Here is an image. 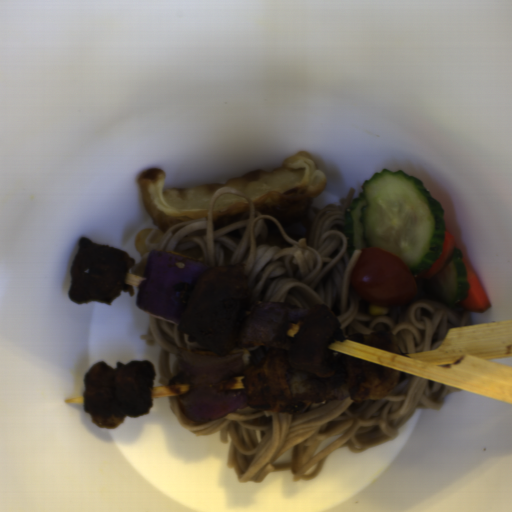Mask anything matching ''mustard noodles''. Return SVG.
Wrapping results in <instances>:
<instances>
[{
    "mask_svg": "<svg viewBox=\"0 0 512 512\" xmlns=\"http://www.w3.org/2000/svg\"><path fill=\"white\" fill-rule=\"evenodd\" d=\"M400 372V371H398ZM404 379L381 399L310 402L301 414L269 413L245 406L227 416L194 423L177 396L168 397L178 424L199 437H231L227 467L242 482L263 481L277 471H291L294 481L317 478L340 449L361 453L398 437L418 409L441 408L457 386L403 373Z\"/></svg>",
    "mask_w": 512,
    "mask_h": 512,
    "instance_id": "mustard-noodles-2",
    "label": "mustard noodles"
},
{
    "mask_svg": "<svg viewBox=\"0 0 512 512\" xmlns=\"http://www.w3.org/2000/svg\"><path fill=\"white\" fill-rule=\"evenodd\" d=\"M231 193L246 198L250 217L213 230V205L220 195ZM353 199L354 187L337 204L307 210V240L294 241L273 216L259 213L248 194L237 187H221L211 197L206 217L176 223L158 240H154V228L146 252L131 269L143 275L151 251L183 253L200 259L209 269L241 265L250 283L251 307L256 302L289 303L308 311L324 304L337 317L344 339L353 341L350 336L355 333L369 335L376 324L384 323L402 354L440 347L450 328L471 323L468 311L455 303L415 298L409 305L385 306L387 315L372 316V304L355 295L351 276L362 249L347 256L343 233Z\"/></svg>",
    "mask_w": 512,
    "mask_h": 512,
    "instance_id": "mustard-noodles-1",
    "label": "mustard noodles"
},
{
    "mask_svg": "<svg viewBox=\"0 0 512 512\" xmlns=\"http://www.w3.org/2000/svg\"><path fill=\"white\" fill-rule=\"evenodd\" d=\"M144 343L152 344L156 341L160 348L158 351V366L160 383L169 385L178 369V358L181 349L194 351H209L199 342H190L189 337L179 331L178 324L164 321L148 313L146 334L139 335Z\"/></svg>",
    "mask_w": 512,
    "mask_h": 512,
    "instance_id": "mustard-noodles-3",
    "label": "mustard noodles"
}]
</instances>
